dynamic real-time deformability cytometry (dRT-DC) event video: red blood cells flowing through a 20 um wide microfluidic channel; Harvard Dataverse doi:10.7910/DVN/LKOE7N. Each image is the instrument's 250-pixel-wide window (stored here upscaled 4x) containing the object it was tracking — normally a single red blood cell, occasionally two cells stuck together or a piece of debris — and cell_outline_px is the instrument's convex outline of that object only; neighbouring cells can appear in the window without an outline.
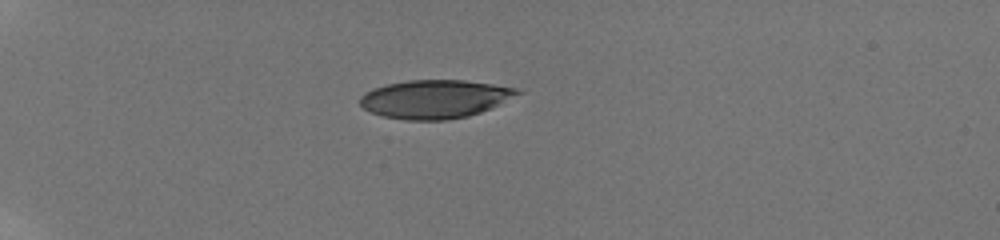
{"species": "human", "species_latin": "Homo sapiens", "temperature_condition": "room temperature", "stored_images_in_passage": 53, "camera_frame_rate_fps": 3000, "um_per_image_px": 0.085, "donor": {"sex": "male"}, "frame": {"image": 1, "passage_image": 1, "time_ms": 0.0, "image_size_px": [1000, 240], "cell_outline_px": [[524, 92], [492, 108], [468, 116], [444, 120], [404, 120], [384, 116], [372, 112], [364, 108], [360, 104], [360, 96], [364, 92], [372, 88], [388, 84], [408, 80], [464, 80], [520, 88]], "centroid_in_image_um": [36.99, 8.41], "position_along_channel_um": 48.0, "area_um2": 35.37}}
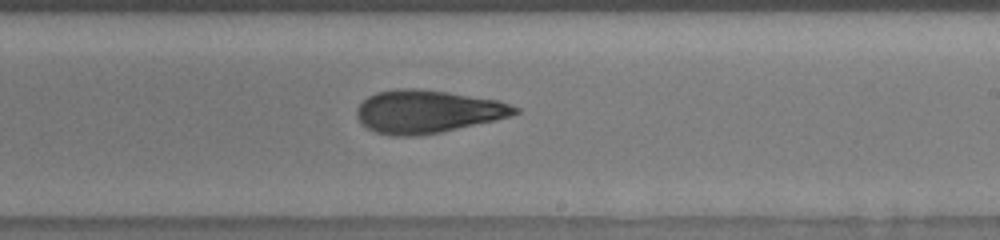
{"frame": {"image": 2, "passage_image": 35, "time_ms": 6.667, "image_size_px": [1000, 240], "cell_outline_px": [[520, 112], [512, 116], [496, 120], [440, 132], [420, 136], [392, 136], [376, 132], [368, 128], [356, 116], [356, 108], [368, 96], [376, 92], [392, 88], [416, 88], [448, 92], [500, 100], [520, 108]], "centroid_in_image_um": [36.35, 9.47], "position_along_channel_um": 252.6, "area_um2": 39.82}}
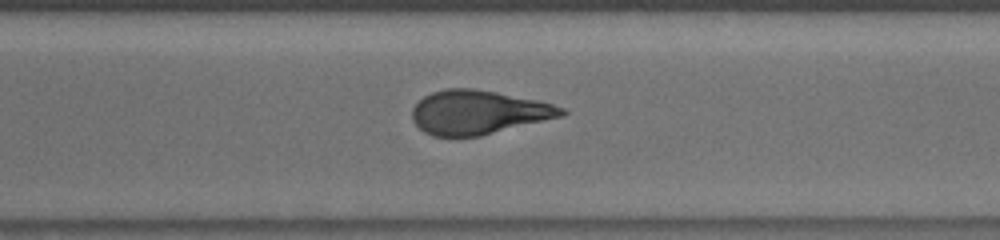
{"frame": {"image": 3, "passage_image": 42, "time_ms": 8.667, "image_size_px": [1000, 240], "cell_outline_px": [[568, 112], [564, 116], [480, 136], [432, 136], [424, 132], [412, 120], [412, 108], [424, 96], [432, 92], [448, 88], [472, 88], [496, 92], [540, 100], [564, 108]], "centroid_in_image_um": [40.68, 9.54], "position_along_channel_um": 329.9, "area_um2": 38.32}, "authors_computed_cell_mechanics": {"area_um2": 38.9572, "velocity_mm_per_s": 3.8739, "shape_relaxation_time_tau1_ms": 5.3245, "shape_relaxation_time_tau2_ms": 1.6956, "deformation_change_tau1": 0.1926, "deformation_change_tau2": 0.0926}}